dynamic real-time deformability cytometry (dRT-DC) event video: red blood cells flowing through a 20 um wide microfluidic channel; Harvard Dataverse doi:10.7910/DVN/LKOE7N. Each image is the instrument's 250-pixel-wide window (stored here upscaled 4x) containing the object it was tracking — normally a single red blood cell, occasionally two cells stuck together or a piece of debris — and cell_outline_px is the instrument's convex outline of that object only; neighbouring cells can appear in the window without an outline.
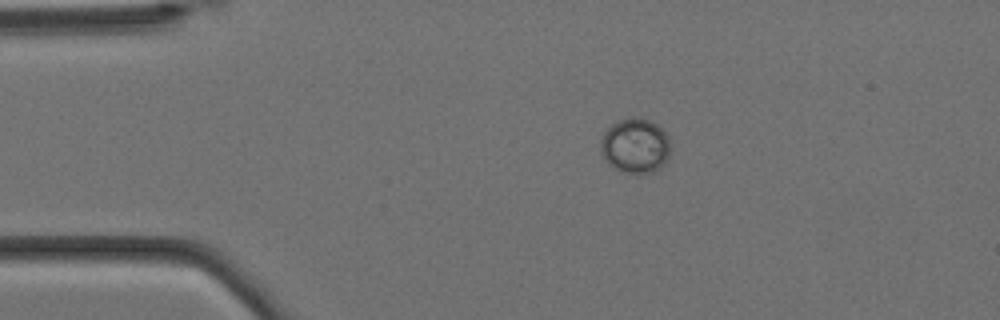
{"species": "Egyptian fruit bat (a non-hibernating species)", "species_latin": "Rousettus aegyptiacus", "temperature_condition": "cold", "stored_images_in_passage": 6, "camera_frame_rate_fps": 3000, "um_per_image_px": 0.085, "animal": {"sex": "female"}, "frame": {"image": 1, "passage_image": 3, "time_ms": 0.667, "image_size_px": [1000, 320], "cell_outline_px": [[668, 156], [664, 164], [660, 168], [652, 172], [640, 176], [624, 172], [608, 164], [604, 160], [600, 152], [600, 140], [604, 132], [612, 124], [620, 120], [632, 116], [636, 116], [648, 120], [656, 124], [668, 132]], "centroid_in_image_um": [53.98, 12.4], "position_along_channel_um": 31.0, "area_um2": 22.72}}
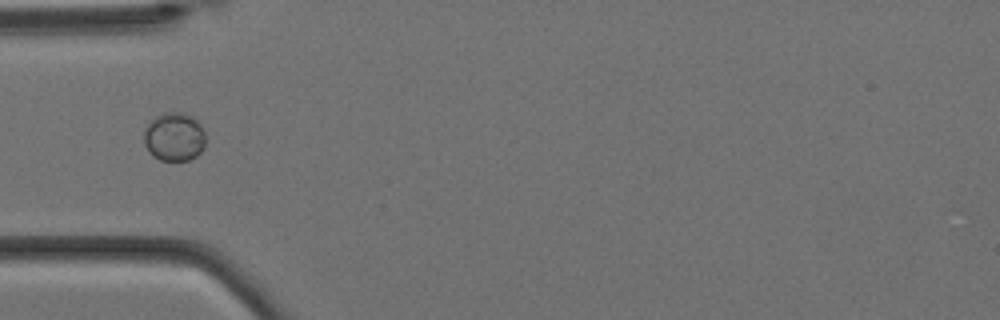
{"frame": {"image": 2, "passage_image": 5, "time_ms": 1.333, "image_size_px": [1000, 320], "cell_outline_px": [[204, 148], [196, 156], [188, 160], [160, 160], [152, 156], [148, 152], [144, 144], [144, 132], [148, 120], [164, 112], [184, 112], [192, 116], [200, 124], [204, 132]], "centroid_in_image_um": [14.78, 11.62], "position_along_channel_um": 70.2, "area_um2": 17.69}}
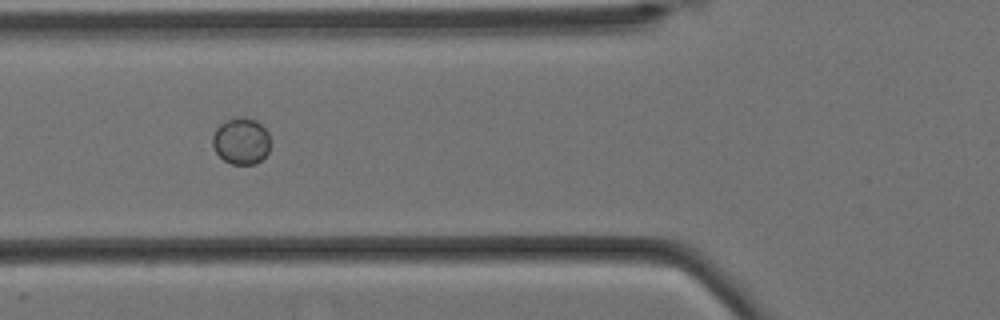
{"frame": {"image": 3, "passage_image": 6, "time_ms": 1.667, "image_size_px": [1000, 320], "cell_outline_px": [[268, 152], [256, 164], [232, 164], [224, 160], [216, 152], [212, 144], [212, 136], [216, 128], [220, 124], [236, 116], [244, 116], [256, 120], [268, 132]], "centroid_in_image_um": [20.48, 11.97], "position_along_channel_um": 105.3, "area_um2": 15.61}}